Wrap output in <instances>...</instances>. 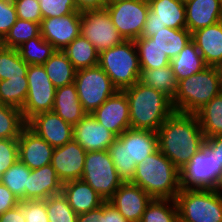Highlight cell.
<instances>
[{
	"label": "cell",
	"mask_w": 222,
	"mask_h": 222,
	"mask_svg": "<svg viewBox=\"0 0 222 222\" xmlns=\"http://www.w3.org/2000/svg\"><path fill=\"white\" fill-rule=\"evenodd\" d=\"M158 149L181 170L205 141L195 114L174 111L157 130Z\"/></svg>",
	"instance_id": "1"
},
{
	"label": "cell",
	"mask_w": 222,
	"mask_h": 222,
	"mask_svg": "<svg viewBox=\"0 0 222 222\" xmlns=\"http://www.w3.org/2000/svg\"><path fill=\"white\" fill-rule=\"evenodd\" d=\"M129 102L130 127L157 132L174 112L172 100L164 93L140 81L122 90Z\"/></svg>",
	"instance_id": "2"
},
{
	"label": "cell",
	"mask_w": 222,
	"mask_h": 222,
	"mask_svg": "<svg viewBox=\"0 0 222 222\" xmlns=\"http://www.w3.org/2000/svg\"><path fill=\"white\" fill-rule=\"evenodd\" d=\"M131 183L153 199H176L181 190L180 170L159 150L136 165Z\"/></svg>",
	"instance_id": "3"
},
{
	"label": "cell",
	"mask_w": 222,
	"mask_h": 222,
	"mask_svg": "<svg viewBox=\"0 0 222 222\" xmlns=\"http://www.w3.org/2000/svg\"><path fill=\"white\" fill-rule=\"evenodd\" d=\"M157 149V132L129 128L114 140L108 151L119 178L131 182L136 165Z\"/></svg>",
	"instance_id": "4"
},
{
	"label": "cell",
	"mask_w": 222,
	"mask_h": 222,
	"mask_svg": "<svg viewBox=\"0 0 222 222\" xmlns=\"http://www.w3.org/2000/svg\"><path fill=\"white\" fill-rule=\"evenodd\" d=\"M221 92L222 82L215 66H207L201 72L178 82L172 105L176 112L195 114Z\"/></svg>",
	"instance_id": "5"
},
{
	"label": "cell",
	"mask_w": 222,
	"mask_h": 222,
	"mask_svg": "<svg viewBox=\"0 0 222 222\" xmlns=\"http://www.w3.org/2000/svg\"><path fill=\"white\" fill-rule=\"evenodd\" d=\"M120 91L139 81L141 68L134 40H124L99 53V64Z\"/></svg>",
	"instance_id": "6"
},
{
	"label": "cell",
	"mask_w": 222,
	"mask_h": 222,
	"mask_svg": "<svg viewBox=\"0 0 222 222\" xmlns=\"http://www.w3.org/2000/svg\"><path fill=\"white\" fill-rule=\"evenodd\" d=\"M175 201L179 222H222V194L213 189H181Z\"/></svg>",
	"instance_id": "7"
},
{
	"label": "cell",
	"mask_w": 222,
	"mask_h": 222,
	"mask_svg": "<svg viewBox=\"0 0 222 222\" xmlns=\"http://www.w3.org/2000/svg\"><path fill=\"white\" fill-rule=\"evenodd\" d=\"M74 83L83 110L90 114L118 91L99 65L76 70Z\"/></svg>",
	"instance_id": "8"
},
{
	"label": "cell",
	"mask_w": 222,
	"mask_h": 222,
	"mask_svg": "<svg viewBox=\"0 0 222 222\" xmlns=\"http://www.w3.org/2000/svg\"><path fill=\"white\" fill-rule=\"evenodd\" d=\"M81 179L105 201H108L123 183L108 150L87 152Z\"/></svg>",
	"instance_id": "9"
},
{
	"label": "cell",
	"mask_w": 222,
	"mask_h": 222,
	"mask_svg": "<svg viewBox=\"0 0 222 222\" xmlns=\"http://www.w3.org/2000/svg\"><path fill=\"white\" fill-rule=\"evenodd\" d=\"M221 172L213 148L204 141L202 148L180 170L181 189H214Z\"/></svg>",
	"instance_id": "10"
},
{
	"label": "cell",
	"mask_w": 222,
	"mask_h": 222,
	"mask_svg": "<svg viewBox=\"0 0 222 222\" xmlns=\"http://www.w3.org/2000/svg\"><path fill=\"white\" fill-rule=\"evenodd\" d=\"M26 76L28 93L21 111L27 122L38 113L52 111L56 87L47 76L43 65H29Z\"/></svg>",
	"instance_id": "11"
},
{
	"label": "cell",
	"mask_w": 222,
	"mask_h": 222,
	"mask_svg": "<svg viewBox=\"0 0 222 222\" xmlns=\"http://www.w3.org/2000/svg\"><path fill=\"white\" fill-rule=\"evenodd\" d=\"M105 8L124 40L141 37L150 8L148 0H121Z\"/></svg>",
	"instance_id": "12"
},
{
	"label": "cell",
	"mask_w": 222,
	"mask_h": 222,
	"mask_svg": "<svg viewBox=\"0 0 222 222\" xmlns=\"http://www.w3.org/2000/svg\"><path fill=\"white\" fill-rule=\"evenodd\" d=\"M80 34L95 47L98 53L124 41L112 23L106 8L81 12Z\"/></svg>",
	"instance_id": "13"
},
{
	"label": "cell",
	"mask_w": 222,
	"mask_h": 222,
	"mask_svg": "<svg viewBox=\"0 0 222 222\" xmlns=\"http://www.w3.org/2000/svg\"><path fill=\"white\" fill-rule=\"evenodd\" d=\"M81 12L76 11L62 17L42 19L40 34L56 50H63L80 35Z\"/></svg>",
	"instance_id": "14"
},
{
	"label": "cell",
	"mask_w": 222,
	"mask_h": 222,
	"mask_svg": "<svg viewBox=\"0 0 222 222\" xmlns=\"http://www.w3.org/2000/svg\"><path fill=\"white\" fill-rule=\"evenodd\" d=\"M86 154V150L74 138L54 148L51 165L62 183L82 178Z\"/></svg>",
	"instance_id": "15"
},
{
	"label": "cell",
	"mask_w": 222,
	"mask_h": 222,
	"mask_svg": "<svg viewBox=\"0 0 222 222\" xmlns=\"http://www.w3.org/2000/svg\"><path fill=\"white\" fill-rule=\"evenodd\" d=\"M92 115L117 137L131 128L129 102L123 91L118 90L92 112Z\"/></svg>",
	"instance_id": "16"
},
{
	"label": "cell",
	"mask_w": 222,
	"mask_h": 222,
	"mask_svg": "<svg viewBox=\"0 0 222 222\" xmlns=\"http://www.w3.org/2000/svg\"><path fill=\"white\" fill-rule=\"evenodd\" d=\"M27 126L52 147H60L73 139V126L53 111L34 115Z\"/></svg>",
	"instance_id": "17"
},
{
	"label": "cell",
	"mask_w": 222,
	"mask_h": 222,
	"mask_svg": "<svg viewBox=\"0 0 222 222\" xmlns=\"http://www.w3.org/2000/svg\"><path fill=\"white\" fill-rule=\"evenodd\" d=\"M152 199L140 186L123 182L108 201L130 222H141Z\"/></svg>",
	"instance_id": "18"
},
{
	"label": "cell",
	"mask_w": 222,
	"mask_h": 222,
	"mask_svg": "<svg viewBox=\"0 0 222 222\" xmlns=\"http://www.w3.org/2000/svg\"><path fill=\"white\" fill-rule=\"evenodd\" d=\"M73 138L86 150L104 151L117 136L101 125L92 113H87L73 128Z\"/></svg>",
	"instance_id": "19"
},
{
	"label": "cell",
	"mask_w": 222,
	"mask_h": 222,
	"mask_svg": "<svg viewBox=\"0 0 222 222\" xmlns=\"http://www.w3.org/2000/svg\"><path fill=\"white\" fill-rule=\"evenodd\" d=\"M19 160L34 170L51 164L54 147L42 139L27 125L18 138Z\"/></svg>",
	"instance_id": "20"
},
{
	"label": "cell",
	"mask_w": 222,
	"mask_h": 222,
	"mask_svg": "<svg viewBox=\"0 0 222 222\" xmlns=\"http://www.w3.org/2000/svg\"><path fill=\"white\" fill-rule=\"evenodd\" d=\"M62 186L63 183L51 164L31 170L25 187V201L46 200L52 195L62 193Z\"/></svg>",
	"instance_id": "21"
},
{
	"label": "cell",
	"mask_w": 222,
	"mask_h": 222,
	"mask_svg": "<svg viewBox=\"0 0 222 222\" xmlns=\"http://www.w3.org/2000/svg\"><path fill=\"white\" fill-rule=\"evenodd\" d=\"M185 4L186 28L192 33L222 20L220 0H189Z\"/></svg>",
	"instance_id": "22"
},
{
	"label": "cell",
	"mask_w": 222,
	"mask_h": 222,
	"mask_svg": "<svg viewBox=\"0 0 222 222\" xmlns=\"http://www.w3.org/2000/svg\"><path fill=\"white\" fill-rule=\"evenodd\" d=\"M191 40L207 66H216L222 61V20L192 32Z\"/></svg>",
	"instance_id": "23"
},
{
	"label": "cell",
	"mask_w": 222,
	"mask_h": 222,
	"mask_svg": "<svg viewBox=\"0 0 222 222\" xmlns=\"http://www.w3.org/2000/svg\"><path fill=\"white\" fill-rule=\"evenodd\" d=\"M62 193L76 214L100 207L105 199L82 179L63 183Z\"/></svg>",
	"instance_id": "24"
},
{
	"label": "cell",
	"mask_w": 222,
	"mask_h": 222,
	"mask_svg": "<svg viewBox=\"0 0 222 222\" xmlns=\"http://www.w3.org/2000/svg\"><path fill=\"white\" fill-rule=\"evenodd\" d=\"M52 111L73 127L87 114L79 101L75 83L56 88Z\"/></svg>",
	"instance_id": "25"
},
{
	"label": "cell",
	"mask_w": 222,
	"mask_h": 222,
	"mask_svg": "<svg viewBox=\"0 0 222 222\" xmlns=\"http://www.w3.org/2000/svg\"><path fill=\"white\" fill-rule=\"evenodd\" d=\"M147 19L173 29L186 28L185 4L180 0H148Z\"/></svg>",
	"instance_id": "26"
},
{
	"label": "cell",
	"mask_w": 222,
	"mask_h": 222,
	"mask_svg": "<svg viewBox=\"0 0 222 222\" xmlns=\"http://www.w3.org/2000/svg\"><path fill=\"white\" fill-rule=\"evenodd\" d=\"M170 65L173 68L177 82L199 73L207 67L201 53L192 40L171 60Z\"/></svg>",
	"instance_id": "27"
},
{
	"label": "cell",
	"mask_w": 222,
	"mask_h": 222,
	"mask_svg": "<svg viewBox=\"0 0 222 222\" xmlns=\"http://www.w3.org/2000/svg\"><path fill=\"white\" fill-rule=\"evenodd\" d=\"M43 67L56 88L74 83L76 69L63 51L56 50Z\"/></svg>",
	"instance_id": "28"
},
{
	"label": "cell",
	"mask_w": 222,
	"mask_h": 222,
	"mask_svg": "<svg viewBox=\"0 0 222 222\" xmlns=\"http://www.w3.org/2000/svg\"><path fill=\"white\" fill-rule=\"evenodd\" d=\"M139 81L147 87L164 93L171 100L177 93L178 82L171 65L152 70H141Z\"/></svg>",
	"instance_id": "29"
},
{
	"label": "cell",
	"mask_w": 222,
	"mask_h": 222,
	"mask_svg": "<svg viewBox=\"0 0 222 222\" xmlns=\"http://www.w3.org/2000/svg\"><path fill=\"white\" fill-rule=\"evenodd\" d=\"M76 70L99 64V53L81 34L62 50Z\"/></svg>",
	"instance_id": "30"
},
{
	"label": "cell",
	"mask_w": 222,
	"mask_h": 222,
	"mask_svg": "<svg viewBox=\"0 0 222 222\" xmlns=\"http://www.w3.org/2000/svg\"><path fill=\"white\" fill-rule=\"evenodd\" d=\"M195 115L199 120L204 138L222 135V92L213 97Z\"/></svg>",
	"instance_id": "31"
},
{
	"label": "cell",
	"mask_w": 222,
	"mask_h": 222,
	"mask_svg": "<svg viewBox=\"0 0 222 222\" xmlns=\"http://www.w3.org/2000/svg\"><path fill=\"white\" fill-rule=\"evenodd\" d=\"M151 39L172 60L191 41V32L187 28L173 29L163 27Z\"/></svg>",
	"instance_id": "32"
},
{
	"label": "cell",
	"mask_w": 222,
	"mask_h": 222,
	"mask_svg": "<svg viewBox=\"0 0 222 222\" xmlns=\"http://www.w3.org/2000/svg\"><path fill=\"white\" fill-rule=\"evenodd\" d=\"M141 70H152L170 65L171 60L151 38L139 37L134 40Z\"/></svg>",
	"instance_id": "33"
},
{
	"label": "cell",
	"mask_w": 222,
	"mask_h": 222,
	"mask_svg": "<svg viewBox=\"0 0 222 222\" xmlns=\"http://www.w3.org/2000/svg\"><path fill=\"white\" fill-rule=\"evenodd\" d=\"M17 50L28 65H43L56 51L53 45L42 38L41 34L24 42Z\"/></svg>",
	"instance_id": "34"
},
{
	"label": "cell",
	"mask_w": 222,
	"mask_h": 222,
	"mask_svg": "<svg viewBox=\"0 0 222 222\" xmlns=\"http://www.w3.org/2000/svg\"><path fill=\"white\" fill-rule=\"evenodd\" d=\"M28 93L27 77L0 81V104L22 109Z\"/></svg>",
	"instance_id": "35"
},
{
	"label": "cell",
	"mask_w": 222,
	"mask_h": 222,
	"mask_svg": "<svg viewBox=\"0 0 222 222\" xmlns=\"http://www.w3.org/2000/svg\"><path fill=\"white\" fill-rule=\"evenodd\" d=\"M141 222H179L178 207L174 199H152Z\"/></svg>",
	"instance_id": "36"
},
{
	"label": "cell",
	"mask_w": 222,
	"mask_h": 222,
	"mask_svg": "<svg viewBox=\"0 0 222 222\" xmlns=\"http://www.w3.org/2000/svg\"><path fill=\"white\" fill-rule=\"evenodd\" d=\"M26 125L19 108L0 104V139L19 138Z\"/></svg>",
	"instance_id": "37"
},
{
	"label": "cell",
	"mask_w": 222,
	"mask_h": 222,
	"mask_svg": "<svg viewBox=\"0 0 222 222\" xmlns=\"http://www.w3.org/2000/svg\"><path fill=\"white\" fill-rule=\"evenodd\" d=\"M31 173L24 163L18 160L1 175L0 182L4 184L20 201H25V187Z\"/></svg>",
	"instance_id": "38"
},
{
	"label": "cell",
	"mask_w": 222,
	"mask_h": 222,
	"mask_svg": "<svg viewBox=\"0 0 222 222\" xmlns=\"http://www.w3.org/2000/svg\"><path fill=\"white\" fill-rule=\"evenodd\" d=\"M29 65L20 57L17 49H0V81L15 77H27Z\"/></svg>",
	"instance_id": "39"
},
{
	"label": "cell",
	"mask_w": 222,
	"mask_h": 222,
	"mask_svg": "<svg viewBox=\"0 0 222 222\" xmlns=\"http://www.w3.org/2000/svg\"><path fill=\"white\" fill-rule=\"evenodd\" d=\"M39 35L40 23L17 18L16 23L3 38V45L6 48L17 49L24 42Z\"/></svg>",
	"instance_id": "40"
},
{
	"label": "cell",
	"mask_w": 222,
	"mask_h": 222,
	"mask_svg": "<svg viewBox=\"0 0 222 222\" xmlns=\"http://www.w3.org/2000/svg\"><path fill=\"white\" fill-rule=\"evenodd\" d=\"M45 201L49 222H77L78 214L71 208L63 193L52 195Z\"/></svg>",
	"instance_id": "41"
},
{
	"label": "cell",
	"mask_w": 222,
	"mask_h": 222,
	"mask_svg": "<svg viewBox=\"0 0 222 222\" xmlns=\"http://www.w3.org/2000/svg\"><path fill=\"white\" fill-rule=\"evenodd\" d=\"M42 18L62 17L77 11L74 0H39Z\"/></svg>",
	"instance_id": "42"
},
{
	"label": "cell",
	"mask_w": 222,
	"mask_h": 222,
	"mask_svg": "<svg viewBox=\"0 0 222 222\" xmlns=\"http://www.w3.org/2000/svg\"><path fill=\"white\" fill-rule=\"evenodd\" d=\"M20 213L26 222H49L45 200L20 201Z\"/></svg>",
	"instance_id": "43"
},
{
	"label": "cell",
	"mask_w": 222,
	"mask_h": 222,
	"mask_svg": "<svg viewBox=\"0 0 222 222\" xmlns=\"http://www.w3.org/2000/svg\"><path fill=\"white\" fill-rule=\"evenodd\" d=\"M18 160V138L0 139V176Z\"/></svg>",
	"instance_id": "44"
},
{
	"label": "cell",
	"mask_w": 222,
	"mask_h": 222,
	"mask_svg": "<svg viewBox=\"0 0 222 222\" xmlns=\"http://www.w3.org/2000/svg\"><path fill=\"white\" fill-rule=\"evenodd\" d=\"M17 18L41 23L42 15L39 0H13Z\"/></svg>",
	"instance_id": "45"
},
{
	"label": "cell",
	"mask_w": 222,
	"mask_h": 222,
	"mask_svg": "<svg viewBox=\"0 0 222 222\" xmlns=\"http://www.w3.org/2000/svg\"><path fill=\"white\" fill-rule=\"evenodd\" d=\"M16 20L17 13L13 0H0V35L3 38Z\"/></svg>",
	"instance_id": "46"
},
{
	"label": "cell",
	"mask_w": 222,
	"mask_h": 222,
	"mask_svg": "<svg viewBox=\"0 0 222 222\" xmlns=\"http://www.w3.org/2000/svg\"><path fill=\"white\" fill-rule=\"evenodd\" d=\"M77 222H107V201L96 209L78 214Z\"/></svg>",
	"instance_id": "47"
},
{
	"label": "cell",
	"mask_w": 222,
	"mask_h": 222,
	"mask_svg": "<svg viewBox=\"0 0 222 222\" xmlns=\"http://www.w3.org/2000/svg\"><path fill=\"white\" fill-rule=\"evenodd\" d=\"M20 200L0 182V215L16 207Z\"/></svg>",
	"instance_id": "48"
},
{
	"label": "cell",
	"mask_w": 222,
	"mask_h": 222,
	"mask_svg": "<svg viewBox=\"0 0 222 222\" xmlns=\"http://www.w3.org/2000/svg\"><path fill=\"white\" fill-rule=\"evenodd\" d=\"M77 11L84 12L86 10L104 9L106 7L105 0H74Z\"/></svg>",
	"instance_id": "49"
},
{
	"label": "cell",
	"mask_w": 222,
	"mask_h": 222,
	"mask_svg": "<svg viewBox=\"0 0 222 222\" xmlns=\"http://www.w3.org/2000/svg\"><path fill=\"white\" fill-rule=\"evenodd\" d=\"M205 142L213 148V154L216 156L218 166H222V135L205 138Z\"/></svg>",
	"instance_id": "50"
},
{
	"label": "cell",
	"mask_w": 222,
	"mask_h": 222,
	"mask_svg": "<svg viewBox=\"0 0 222 222\" xmlns=\"http://www.w3.org/2000/svg\"><path fill=\"white\" fill-rule=\"evenodd\" d=\"M0 222H26V219L20 213V203L0 215Z\"/></svg>",
	"instance_id": "51"
},
{
	"label": "cell",
	"mask_w": 222,
	"mask_h": 222,
	"mask_svg": "<svg viewBox=\"0 0 222 222\" xmlns=\"http://www.w3.org/2000/svg\"><path fill=\"white\" fill-rule=\"evenodd\" d=\"M163 27H166L165 24L159 23L158 20L146 19L141 37L151 38L157 31L162 30Z\"/></svg>",
	"instance_id": "52"
},
{
	"label": "cell",
	"mask_w": 222,
	"mask_h": 222,
	"mask_svg": "<svg viewBox=\"0 0 222 222\" xmlns=\"http://www.w3.org/2000/svg\"><path fill=\"white\" fill-rule=\"evenodd\" d=\"M107 222H130L127 220L116 207L107 201Z\"/></svg>",
	"instance_id": "53"
},
{
	"label": "cell",
	"mask_w": 222,
	"mask_h": 222,
	"mask_svg": "<svg viewBox=\"0 0 222 222\" xmlns=\"http://www.w3.org/2000/svg\"><path fill=\"white\" fill-rule=\"evenodd\" d=\"M217 191L218 193L222 194V172L219 175V178L216 182L215 188L213 189Z\"/></svg>",
	"instance_id": "54"
},
{
	"label": "cell",
	"mask_w": 222,
	"mask_h": 222,
	"mask_svg": "<svg viewBox=\"0 0 222 222\" xmlns=\"http://www.w3.org/2000/svg\"><path fill=\"white\" fill-rule=\"evenodd\" d=\"M218 76L220 77V80L222 82V61L219 62L216 66H215Z\"/></svg>",
	"instance_id": "55"
},
{
	"label": "cell",
	"mask_w": 222,
	"mask_h": 222,
	"mask_svg": "<svg viewBox=\"0 0 222 222\" xmlns=\"http://www.w3.org/2000/svg\"><path fill=\"white\" fill-rule=\"evenodd\" d=\"M105 1H106V6H107V5L113 4L115 2H119L121 0H105Z\"/></svg>",
	"instance_id": "56"
},
{
	"label": "cell",
	"mask_w": 222,
	"mask_h": 222,
	"mask_svg": "<svg viewBox=\"0 0 222 222\" xmlns=\"http://www.w3.org/2000/svg\"><path fill=\"white\" fill-rule=\"evenodd\" d=\"M4 45H3V37L0 35V49L3 48Z\"/></svg>",
	"instance_id": "57"
},
{
	"label": "cell",
	"mask_w": 222,
	"mask_h": 222,
	"mask_svg": "<svg viewBox=\"0 0 222 222\" xmlns=\"http://www.w3.org/2000/svg\"><path fill=\"white\" fill-rule=\"evenodd\" d=\"M180 1L185 3V2H187V1H189V0H180Z\"/></svg>",
	"instance_id": "58"
}]
</instances>
